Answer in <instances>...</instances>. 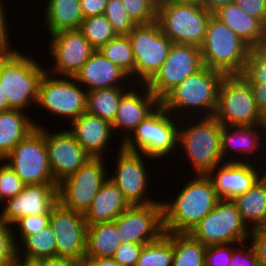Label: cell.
Masks as SVG:
<instances>
[{"label":"cell","instance_id":"cell-7","mask_svg":"<svg viewBox=\"0 0 266 266\" xmlns=\"http://www.w3.org/2000/svg\"><path fill=\"white\" fill-rule=\"evenodd\" d=\"M212 15L198 5L164 0L158 3L157 22L173 43L201 47Z\"/></svg>","mask_w":266,"mask_h":266},{"label":"cell","instance_id":"cell-51","mask_svg":"<svg viewBox=\"0 0 266 266\" xmlns=\"http://www.w3.org/2000/svg\"><path fill=\"white\" fill-rule=\"evenodd\" d=\"M260 115L266 122V83H249Z\"/></svg>","mask_w":266,"mask_h":266},{"label":"cell","instance_id":"cell-57","mask_svg":"<svg viewBox=\"0 0 266 266\" xmlns=\"http://www.w3.org/2000/svg\"><path fill=\"white\" fill-rule=\"evenodd\" d=\"M77 266H98L92 259L82 258L77 261Z\"/></svg>","mask_w":266,"mask_h":266},{"label":"cell","instance_id":"cell-39","mask_svg":"<svg viewBox=\"0 0 266 266\" xmlns=\"http://www.w3.org/2000/svg\"><path fill=\"white\" fill-rule=\"evenodd\" d=\"M127 15L136 24L157 21L158 2L156 0H121Z\"/></svg>","mask_w":266,"mask_h":266},{"label":"cell","instance_id":"cell-40","mask_svg":"<svg viewBox=\"0 0 266 266\" xmlns=\"http://www.w3.org/2000/svg\"><path fill=\"white\" fill-rule=\"evenodd\" d=\"M103 14L110 21L116 35H128L136 26L127 15L121 0H107Z\"/></svg>","mask_w":266,"mask_h":266},{"label":"cell","instance_id":"cell-6","mask_svg":"<svg viewBox=\"0 0 266 266\" xmlns=\"http://www.w3.org/2000/svg\"><path fill=\"white\" fill-rule=\"evenodd\" d=\"M200 50L203 66L224 75H240L251 47L212 15Z\"/></svg>","mask_w":266,"mask_h":266},{"label":"cell","instance_id":"cell-32","mask_svg":"<svg viewBox=\"0 0 266 266\" xmlns=\"http://www.w3.org/2000/svg\"><path fill=\"white\" fill-rule=\"evenodd\" d=\"M130 85L135 84H128L125 87L95 89L87 92L86 111L112 124L118 112L121 97Z\"/></svg>","mask_w":266,"mask_h":266},{"label":"cell","instance_id":"cell-36","mask_svg":"<svg viewBox=\"0 0 266 266\" xmlns=\"http://www.w3.org/2000/svg\"><path fill=\"white\" fill-rule=\"evenodd\" d=\"M99 51L126 72L134 84L135 58L128 35H117L102 46Z\"/></svg>","mask_w":266,"mask_h":266},{"label":"cell","instance_id":"cell-49","mask_svg":"<svg viewBox=\"0 0 266 266\" xmlns=\"http://www.w3.org/2000/svg\"><path fill=\"white\" fill-rule=\"evenodd\" d=\"M249 241L257 254L259 266H266V229L252 230Z\"/></svg>","mask_w":266,"mask_h":266},{"label":"cell","instance_id":"cell-50","mask_svg":"<svg viewBox=\"0 0 266 266\" xmlns=\"http://www.w3.org/2000/svg\"><path fill=\"white\" fill-rule=\"evenodd\" d=\"M81 11L84 16H96L104 13L107 0H80Z\"/></svg>","mask_w":266,"mask_h":266},{"label":"cell","instance_id":"cell-61","mask_svg":"<svg viewBox=\"0 0 266 266\" xmlns=\"http://www.w3.org/2000/svg\"><path fill=\"white\" fill-rule=\"evenodd\" d=\"M2 203L4 204V201L2 200V197H1V195H0V205H1Z\"/></svg>","mask_w":266,"mask_h":266},{"label":"cell","instance_id":"cell-15","mask_svg":"<svg viewBox=\"0 0 266 266\" xmlns=\"http://www.w3.org/2000/svg\"><path fill=\"white\" fill-rule=\"evenodd\" d=\"M203 67L200 47L173 43L160 70L146 84L161 101L172 89Z\"/></svg>","mask_w":266,"mask_h":266},{"label":"cell","instance_id":"cell-60","mask_svg":"<svg viewBox=\"0 0 266 266\" xmlns=\"http://www.w3.org/2000/svg\"><path fill=\"white\" fill-rule=\"evenodd\" d=\"M263 168V172H262V178L266 181V169H264L265 167H262Z\"/></svg>","mask_w":266,"mask_h":266},{"label":"cell","instance_id":"cell-29","mask_svg":"<svg viewBox=\"0 0 266 266\" xmlns=\"http://www.w3.org/2000/svg\"><path fill=\"white\" fill-rule=\"evenodd\" d=\"M23 111L8 110L0 112V160H3L32 130L39 127L38 121H34Z\"/></svg>","mask_w":266,"mask_h":266},{"label":"cell","instance_id":"cell-10","mask_svg":"<svg viewBox=\"0 0 266 266\" xmlns=\"http://www.w3.org/2000/svg\"><path fill=\"white\" fill-rule=\"evenodd\" d=\"M60 77V78H59ZM73 76H57L47 71L42 76L37 107L53 114L70 118L71 123L86 111L87 91Z\"/></svg>","mask_w":266,"mask_h":266},{"label":"cell","instance_id":"cell-45","mask_svg":"<svg viewBox=\"0 0 266 266\" xmlns=\"http://www.w3.org/2000/svg\"><path fill=\"white\" fill-rule=\"evenodd\" d=\"M143 245L138 243H121L113 259L122 266H136Z\"/></svg>","mask_w":266,"mask_h":266},{"label":"cell","instance_id":"cell-12","mask_svg":"<svg viewBox=\"0 0 266 266\" xmlns=\"http://www.w3.org/2000/svg\"><path fill=\"white\" fill-rule=\"evenodd\" d=\"M26 184H57L48 161L45 133L36 127L3 159Z\"/></svg>","mask_w":266,"mask_h":266},{"label":"cell","instance_id":"cell-3","mask_svg":"<svg viewBox=\"0 0 266 266\" xmlns=\"http://www.w3.org/2000/svg\"><path fill=\"white\" fill-rule=\"evenodd\" d=\"M38 61L16 49L0 53V84L10 109L24 112L33 109L32 105L36 108L39 83L46 72Z\"/></svg>","mask_w":266,"mask_h":266},{"label":"cell","instance_id":"cell-47","mask_svg":"<svg viewBox=\"0 0 266 266\" xmlns=\"http://www.w3.org/2000/svg\"><path fill=\"white\" fill-rule=\"evenodd\" d=\"M249 16L259 19L263 24L266 22V0H234Z\"/></svg>","mask_w":266,"mask_h":266},{"label":"cell","instance_id":"cell-42","mask_svg":"<svg viewBox=\"0 0 266 266\" xmlns=\"http://www.w3.org/2000/svg\"><path fill=\"white\" fill-rule=\"evenodd\" d=\"M4 162V163H3ZM0 195L6 200L20 193L26 185L4 160H0Z\"/></svg>","mask_w":266,"mask_h":266},{"label":"cell","instance_id":"cell-31","mask_svg":"<svg viewBox=\"0 0 266 266\" xmlns=\"http://www.w3.org/2000/svg\"><path fill=\"white\" fill-rule=\"evenodd\" d=\"M121 245L113 221L88 226L85 257L89 259L113 258Z\"/></svg>","mask_w":266,"mask_h":266},{"label":"cell","instance_id":"cell-41","mask_svg":"<svg viewBox=\"0 0 266 266\" xmlns=\"http://www.w3.org/2000/svg\"><path fill=\"white\" fill-rule=\"evenodd\" d=\"M50 216H51V214L24 216V217H21L17 222H15L12 225L13 226L12 227L13 242H14L15 247L26 236H29V235L36 233V232H39L42 229L48 227L50 225ZM15 238H17V239H15ZM18 238L20 239V241H18L19 240Z\"/></svg>","mask_w":266,"mask_h":266},{"label":"cell","instance_id":"cell-34","mask_svg":"<svg viewBox=\"0 0 266 266\" xmlns=\"http://www.w3.org/2000/svg\"><path fill=\"white\" fill-rule=\"evenodd\" d=\"M172 266H205L206 246L188 233H173Z\"/></svg>","mask_w":266,"mask_h":266},{"label":"cell","instance_id":"cell-33","mask_svg":"<svg viewBox=\"0 0 266 266\" xmlns=\"http://www.w3.org/2000/svg\"><path fill=\"white\" fill-rule=\"evenodd\" d=\"M20 245L23 247V250ZM16 256L38 261L45 258L55 257L56 238L52 227L49 225L39 232L26 236L16 246Z\"/></svg>","mask_w":266,"mask_h":266},{"label":"cell","instance_id":"cell-23","mask_svg":"<svg viewBox=\"0 0 266 266\" xmlns=\"http://www.w3.org/2000/svg\"><path fill=\"white\" fill-rule=\"evenodd\" d=\"M223 162L215 166L207 176L213 182L214 189L220 199L233 200L245 193L262 177V163ZM258 164L260 169L258 170Z\"/></svg>","mask_w":266,"mask_h":266},{"label":"cell","instance_id":"cell-22","mask_svg":"<svg viewBox=\"0 0 266 266\" xmlns=\"http://www.w3.org/2000/svg\"><path fill=\"white\" fill-rule=\"evenodd\" d=\"M134 86L131 85V88L122 95L118 112L112 123L114 134L118 133L122 136L119 138L120 146L121 142L160 105V100L149 90L146 84H140V86L135 84Z\"/></svg>","mask_w":266,"mask_h":266},{"label":"cell","instance_id":"cell-11","mask_svg":"<svg viewBox=\"0 0 266 266\" xmlns=\"http://www.w3.org/2000/svg\"><path fill=\"white\" fill-rule=\"evenodd\" d=\"M128 37L135 58L134 84H147L167 59L173 42L157 21L136 25Z\"/></svg>","mask_w":266,"mask_h":266},{"label":"cell","instance_id":"cell-18","mask_svg":"<svg viewBox=\"0 0 266 266\" xmlns=\"http://www.w3.org/2000/svg\"><path fill=\"white\" fill-rule=\"evenodd\" d=\"M49 50L54 61L46 71L58 76H74L95 49L79 29L62 30L49 35Z\"/></svg>","mask_w":266,"mask_h":266},{"label":"cell","instance_id":"cell-27","mask_svg":"<svg viewBox=\"0 0 266 266\" xmlns=\"http://www.w3.org/2000/svg\"><path fill=\"white\" fill-rule=\"evenodd\" d=\"M213 15L229 27L251 48L260 46L264 40V24L249 16L241 7L232 3L219 8Z\"/></svg>","mask_w":266,"mask_h":266},{"label":"cell","instance_id":"cell-43","mask_svg":"<svg viewBox=\"0 0 266 266\" xmlns=\"http://www.w3.org/2000/svg\"><path fill=\"white\" fill-rule=\"evenodd\" d=\"M236 245L239 246V243L207 246L205 266H229Z\"/></svg>","mask_w":266,"mask_h":266},{"label":"cell","instance_id":"cell-13","mask_svg":"<svg viewBox=\"0 0 266 266\" xmlns=\"http://www.w3.org/2000/svg\"><path fill=\"white\" fill-rule=\"evenodd\" d=\"M104 158H90L75 173L58 183V202L65 208L85 214L101 185L108 178Z\"/></svg>","mask_w":266,"mask_h":266},{"label":"cell","instance_id":"cell-37","mask_svg":"<svg viewBox=\"0 0 266 266\" xmlns=\"http://www.w3.org/2000/svg\"><path fill=\"white\" fill-rule=\"evenodd\" d=\"M79 30L95 50L117 36L104 14L84 18Z\"/></svg>","mask_w":266,"mask_h":266},{"label":"cell","instance_id":"cell-44","mask_svg":"<svg viewBox=\"0 0 266 266\" xmlns=\"http://www.w3.org/2000/svg\"><path fill=\"white\" fill-rule=\"evenodd\" d=\"M12 226L0 219V266H10L16 256Z\"/></svg>","mask_w":266,"mask_h":266},{"label":"cell","instance_id":"cell-46","mask_svg":"<svg viewBox=\"0 0 266 266\" xmlns=\"http://www.w3.org/2000/svg\"><path fill=\"white\" fill-rule=\"evenodd\" d=\"M247 243L249 242L241 243L239 244V247H236L234 249L232 260L229 263V266H259L257 254L252 244L251 243L247 244Z\"/></svg>","mask_w":266,"mask_h":266},{"label":"cell","instance_id":"cell-14","mask_svg":"<svg viewBox=\"0 0 266 266\" xmlns=\"http://www.w3.org/2000/svg\"><path fill=\"white\" fill-rule=\"evenodd\" d=\"M119 148L117 153V158L115 161L116 168L115 173L108 174V178L118 187L122 192L128 203L132 205H148L155 202L153 197H150L148 186L151 184L149 182V174L146 168L148 165L145 163V159L148 158L143 153L131 152ZM145 158V159H144ZM144 159V161H143ZM149 196V197H148Z\"/></svg>","mask_w":266,"mask_h":266},{"label":"cell","instance_id":"cell-48","mask_svg":"<svg viewBox=\"0 0 266 266\" xmlns=\"http://www.w3.org/2000/svg\"><path fill=\"white\" fill-rule=\"evenodd\" d=\"M3 0H0V53L9 52L13 49L12 45L10 44V29H8L10 24L8 23V14H6L7 10L5 8V4ZM9 24V25H8ZM11 45V46H10Z\"/></svg>","mask_w":266,"mask_h":266},{"label":"cell","instance_id":"cell-30","mask_svg":"<svg viewBox=\"0 0 266 266\" xmlns=\"http://www.w3.org/2000/svg\"><path fill=\"white\" fill-rule=\"evenodd\" d=\"M43 25L48 35L62 30L79 29L84 16L80 0H46Z\"/></svg>","mask_w":266,"mask_h":266},{"label":"cell","instance_id":"cell-59","mask_svg":"<svg viewBox=\"0 0 266 266\" xmlns=\"http://www.w3.org/2000/svg\"><path fill=\"white\" fill-rule=\"evenodd\" d=\"M263 45L266 46V22L264 24V40H263Z\"/></svg>","mask_w":266,"mask_h":266},{"label":"cell","instance_id":"cell-24","mask_svg":"<svg viewBox=\"0 0 266 266\" xmlns=\"http://www.w3.org/2000/svg\"><path fill=\"white\" fill-rule=\"evenodd\" d=\"M73 77L85 87L87 92L102 88L123 87L127 83L131 84L130 76L99 50H95L91 54Z\"/></svg>","mask_w":266,"mask_h":266},{"label":"cell","instance_id":"cell-28","mask_svg":"<svg viewBox=\"0 0 266 266\" xmlns=\"http://www.w3.org/2000/svg\"><path fill=\"white\" fill-rule=\"evenodd\" d=\"M232 201L236 204L243 222L251 231L266 229V181L262 177Z\"/></svg>","mask_w":266,"mask_h":266},{"label":"cell","instance_id":"cell-17","mask_svg":"<svg viewBox=\"0 0 266 266\" xmlns=\"http://www.w3.org/2000/svg\"><path fill=\"white\" fill-rule=\"evenodd\" d=\"M50 226L56 238V256L77 261L85 257L88 225L83 213L58 202L51 210Z\"/></svg>","mask_w":266,"mask_h":266},{"label":"cell","instance_id":"cell-1","mask_svg":"<svg viewBox=\"0 0 266 266\" xmlns=\"http://www.w3.org/2000/svg\"><path fill=\"white\" fill-rule=\"evenodd\" d=\"M193 175L183 188L177 187L180 191L174 200L161 201L165 232L189 233L220 200L207 175Z\"/></svg>","mask_w":266,"mask_h":266},{"label":"cell","instance_id":"cell-54","mask_svg":"<svg viewBox=\"0 0 266 266\" xmlns=\"http://www.w3.org/2000/svg\"><path fill=\"white\" fill-rule=\"evenodd\" d=\"M13 264L15 266H42L38 260H28L17 256H15Z\"/></svg>","mask_w":266,"mask_h":266},{"label":"cell","instance_id":"cell-21","mask_svg":"<svg viewBox=\"0 0 266 266\" xmlns=\"http://www.w3.org/2000/svg\"><path fill=\"white\" fill-rule=\"evenodd\" d=\"M58 184H29L0 206V219L12 226L21 217L51 214L58 203Z\"/></svg>","mask_w":266,"mask_h":266},{"label":"cell","instance_id":"cell-35","mask_svg":"<svg viewBox=\"0 0 266 266\" xmlns=\"http://www.w3.org/2000/svg\"><path fill=\"white\" fill-rule=\"evenodd\" d=\"M173 233L165 232L159 239L143 245L136 266H172Z\"/></svg>","mask_w":266,"mask_h":266},{"label":"cell","instance_id":"cell-5","mask_svg":"<svg viewBox=\"0 0 266 266\" xmlns=\"http://www.w3.org/2000/svg\"><path fill=\"white\" fill-rule=\"evenodd\" d=\"M174 117L160 104L121 142V147L160 162L164 158H174L170 154L179 151L180 125V120Z\"/></svg>","mask_w":266,"mask_h":266},{"label":"cell","instance_id":"cell-38","mask_svg":"<svg viewBox=\"0 0 266 266\" xmlns=\"http://www.w3.org/2000/svg\"><path fill=\"white\" fill-rule=\"evenodd\" d=\"M249 83H266V46L252 47L241 74Z\"/></svg>","mask_w":266,"mask_h":266},{"label":"cell","instance_id":"cell-20","mask_svg":"<svg viewBox=\"0 0 266 266\" xmlns=\"http://www.w3.org/2000/svg\"><path fill=\"white\" fill-rule=\"evenodd\" d=\"M220 150L223 162H227L228 160V162L257 163L259 160H263L262 156L263 158H266V155H262L263 153H266V124L253 126L222 125L220 133ZM256 153H261V155H257ZM253 154L256 155L253 156ZM256 156H260L261 159L260 157L255 159L254 157ZM228 157L229 159H227ZM257 159L258 161H256Z\"/></svg>","mask_w":266,"mask_h":266},{"label":"cell","instance_id":"cell-55","mask_svg":"<svg viewBox=\"0 0 266 266\" xmlns=\"http://www.w3.org/2000/svg\"><path fill=\"white\" fill-rule=\"evenodd\" d=\"M98 266H122L113 258L92 259Z\"/></svg>","mask_w":266,"mask_h":266},{"label":"cell","instance_id":"cell-2","mask_svg":"<svg viewBox=\"0 0 266 266\" xmlns=\"http://www.w3.org/2000/svg\"><path fill=\"white\" fill-rule=\"evenodd\" d=\"M223 77L221 72L203 66L172 89L160 104L178 119L183 115V118H186V115L187 118L213 116Z\"/></svg>","mask_w":266,"mask_h":266},{"label":"cell","instance_id":"cell-58","mask_svg":"<svg viewBox=\"0 0 266 266\" xmlns=\"http://www.w3.org/2000/svg\"><path fill=\"white\" fill-rule=\"evenodd\" d=\"M185 4L198 5L205 8V0H175Z\"/></svg>","mask_w":266,"mask_h":266},{"label":"cell","instance_id":"cell-16","mask_svg":"<svg viewBox=\"0 0 266 266\" xmlns=\"http://www.w3.org/2000/svg\"><path fill=\"white\" fill-rule=\"evenodd\" d=\"M121 243L145 245L164 233L162 202L132 205L113 221Z\"/></svg>","mask_w":266,"mask_h":266},{"label":"cell","instance_id":"cell-26","mask_svg":"<svg viewBox=\"0 0 266 266\" xmlns=\"http://www.w3.org/2000/svg\"><path fill=\"white\" fill-rule=\"evenodd\" d=\"M130 206L118 187L107 178L84 214V218L88 226L114 221Z\"/></svg>","mask_w":266,"mask_h":266},{"label":"cell","instance_id":"cell-8","mask_svg":"<svg viewBox=\"0 0 266 266\" xmlns=\"http://www.w3.org/2000/svg\"><path fill=\"white\" fill-rule=\"evenodd\" d=\"M224 126L266 124L260 115L249 82L240 75H224L213 115Z\"/></svg>","mask_w":266,"mask_h":266},{"label":"cell","instance_id":"cell-56","mask_svg":"<svg viewBox=\"0 0 266 266\" xmlns=\"http://www.w3.org/2000/svg\"><path fill=\"white\" fill-rule=\"evenodd\" d=\"M11 110L4 95L3 86L0 84V112Z\"/></svg>","mask_w":266,"mask_h":266},{"label":"cell","instance_id":"cell-4","mask_svg":"<svg viewBox=\"0 0 266 266\" xmlns=\"http://www.w3.org/2000/svg\"><path fill=\"white\" fill-rule=\"evenodd\" d=\"M180 125L178 148L182 152L179 153L185 154L184 160H188L194 174L207 175L223 163L220 150L222 124L214 116L181 118Z\"/></svg>","mask_w":266,"mask_h":266},{"label":"cell","instance_id":"cell-19","mask_svg":"<svg viewBox=\"0 0 266 266\" xmlns=\"http://www.w3.org/2000/svg\"><path fill=\"white\" fill-rule=\"evenodd\" d=\"M39 128L45 133L48 161L54 181L58 184L75 173L91 156L67 130L52 132L43 124Z\"/></svg>","mask_w":266,"mask_h":266},{"label":"cell","instance_id":"cell-53","mask_svg":"<svg viewBox=\"0 0 266 266\" xmlns=\"http://www.w3.org/2000/svg\"><path fill=\"white\" fill-rule=\"evenodd\" d=\"M234 0H205V8L212 14L219 8L232 4Z\"/></svg>","mask_w":266,"mask_h":266},{"label":"cell","instance_id":"cell-52","mask_svg":"<svg viewBox=\"0 0 266 266\" xmlns=\"http://www.w3.org/2000/svg\"><path fill=\"white\" fill-rule=\"evenodd\" d=\"M42 266H77V260L68 257H50L39 260Z\"/></svg>","mask_w":266,"mask_h":266},{"label":"cell","instance_id":"cell-25","mask_svg":"<svg viewBox=\"0 0 266 266\" xmlns=\"http://www.w3.org/2000/svg\"><path fill=\"white\" fill-rule=\"evenodd\" d=\"M69 124L68 131L92 158H106L104 154L114 137L110 122L85 111Z\"/></svg>","mask_w":266,"mask_h":266},{"label":"cell","instance_id":"cell-9","mask_svg":"<svg viewBox=\"0 0 266 266\" xmlns=\"http://www.w3.org/2000/svg\"><path fill=\"white\" fill-rule=\"evenodd\" d=\"M188 234L207 247L249 242L251 230L243 222L236 204L232 200L220 199Z\"/></svg>","mask_w":266,"mask_h":266}]
</instances>
